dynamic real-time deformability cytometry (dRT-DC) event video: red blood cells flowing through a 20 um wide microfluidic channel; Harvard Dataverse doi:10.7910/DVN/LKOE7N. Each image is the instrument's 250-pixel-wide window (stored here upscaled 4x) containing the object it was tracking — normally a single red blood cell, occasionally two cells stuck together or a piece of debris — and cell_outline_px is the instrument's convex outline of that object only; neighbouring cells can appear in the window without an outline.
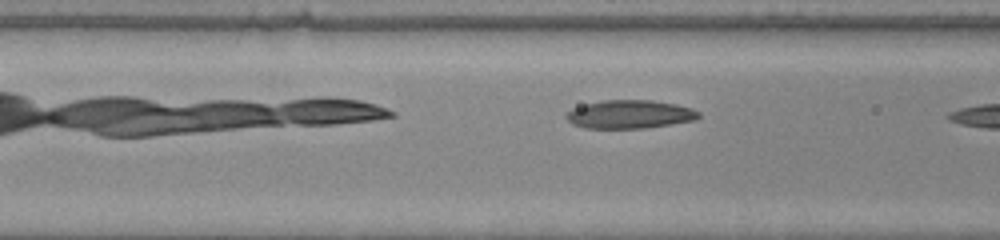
{"species": "common noctule bat (a hibernating species)", "species_latin": "Nyctalus noctula", "temperature_condition": "warm", "stored_images_in_passage": 7, "camera_frame_rate_fps": 3000, "um_per_image_px": 0.085, "animal": {"sex": "male", "body_mass_g": 20.0, "forearm_length_mm": 53.3}, "frame": {"image": 1, "passage_image": 6, "time_ms": 1.667, "image_size_px": [1000, 240], "cell_outline_px": [[700, 116], [696, 120], [644, 128], [584, 128], [572, 124], [564, 116], [572, 108], [584, 104], [604, 100], [652, 100], [676, 104], [692, 108], [700, 112]], "centroid_in_image_um": [53.52, 9.71], "position_along_channel_um": 113.1, "area_um2": 21.96}}